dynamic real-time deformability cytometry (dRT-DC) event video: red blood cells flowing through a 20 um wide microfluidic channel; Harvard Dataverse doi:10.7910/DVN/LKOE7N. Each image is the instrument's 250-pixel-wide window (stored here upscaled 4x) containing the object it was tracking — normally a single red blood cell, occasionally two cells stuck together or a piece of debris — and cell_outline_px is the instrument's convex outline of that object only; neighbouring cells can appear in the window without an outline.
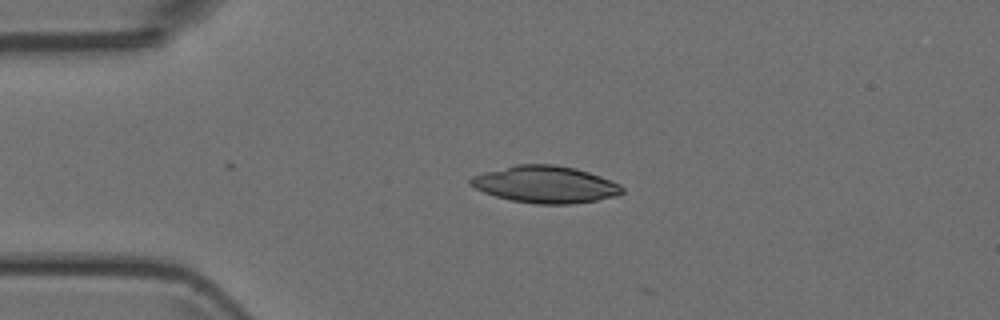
{"species": "Egyptian fruit bat (a non-hibernating species)", "species_latin": "Rousettus aegyptiacus", "temperature_condition": "room temperature", "stored_images_in_passage": 3, "camera_frame_rate_fps": 3000, "um_per_image_px": 0.085, "animal": {"sex": "female"}, "frame": {"image": 1, "passage_image": 2, "time_ms": 2.0, "image_size_px": [1000, 320], "cell_outline_px": [[624, 192], [616, 196], [596, 200], [568, 204], [536, 204], [512, 200], [496, 196], [484, 192], [468, 184], [468, 180], [472, 176], [484, 172], [516, 164], [552, 164], [576, 168], [600, 176], [620, 184], [624, 188]], "centroid_in_image_um": [46.35, 15.67], "position_along_channel_um": 38.7, "area_um2": 32.6}}